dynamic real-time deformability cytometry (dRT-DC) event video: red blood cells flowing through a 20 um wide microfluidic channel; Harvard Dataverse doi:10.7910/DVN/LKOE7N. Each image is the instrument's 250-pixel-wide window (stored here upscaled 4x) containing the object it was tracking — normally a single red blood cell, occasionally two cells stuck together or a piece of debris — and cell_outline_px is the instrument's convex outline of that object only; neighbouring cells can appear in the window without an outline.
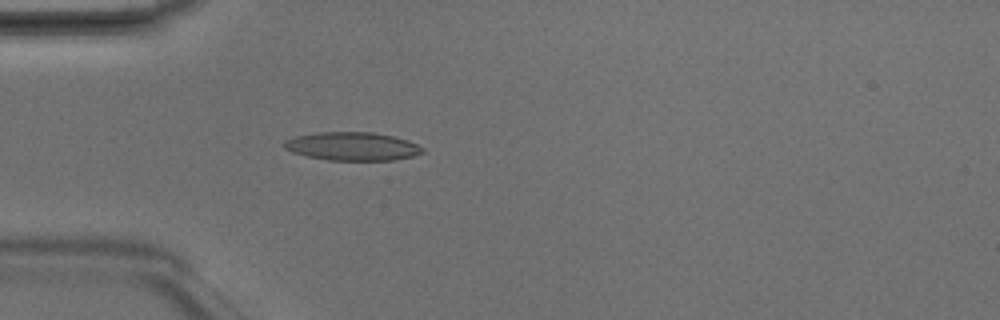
{"species": "Egyptian fruit bat (a non-hibernating species)", "species_latin": "Rousettus aegyptiacus", "temperature_condition": "room temperature", "stored_images_in_passage": 3, "camera_frame_rate_fps": 3000, "um_per_image_px": 0.085, "animal": {"sex": "male"}, "frame": {"image": 1, "passage_image": 3, "time_ms": 0.667, "image_size_px": [1000, 320], "cell_outline_px": [[424, 152], [412, 156], [396, 160], [328, 160], [308, 156], [292, 152], [284, 148], [284, 140], [296, 136], [316, 132], [372, 132], [392, 136], [408, 140], [424, 148]], "centroid_in_image_um": [29.95, 12.43], "position_along_channel_um": 55.1, "area_um2": 22.83}}